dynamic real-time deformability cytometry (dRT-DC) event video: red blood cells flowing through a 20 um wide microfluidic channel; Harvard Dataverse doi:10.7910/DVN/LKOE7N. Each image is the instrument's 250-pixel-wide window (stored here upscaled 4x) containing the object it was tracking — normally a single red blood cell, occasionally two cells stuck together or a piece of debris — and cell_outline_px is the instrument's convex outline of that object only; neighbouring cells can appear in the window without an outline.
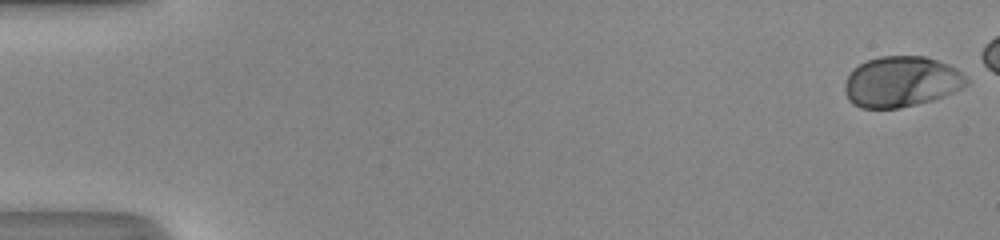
{"species": "human", "species_latin": "Homo sapiens", "temperature_condition": "room temperature", "stored_images_in_passage": 46, "camera_frame_rate_fps": 3000, "um_per_image_px": 0.085, "donor": {"sex": "male"}, "frame": {"image": 1, "passage_image": 1, "time_ms": 0.0, "image_size_px": [1000, 240], "cell_outline_px": [[968, 84], [944, 96], [932, 100], [900, 108], [860, 108], [852, 104], [848, 100], [844, 92], [844, 84], [852, 68], [868, 60], [880, 56], [924, 56], [948, 64], [956, 68], [968, 80]], "centroid_in_image_um": [76.57, 6.95], "position_along_channel_um": 8.4, "area_um2": 35.95}}
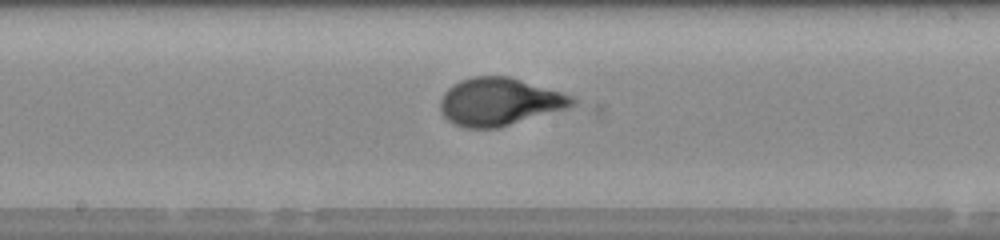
{"frame": {"image": 2, "passage_image": 28, "time_ms": 9.0, "image_size_px": [1000, 240], "cell_outline_px": [[580, 100], [576, 104], [568, 108], [496, 128], [464, 128], [452, 124], [440, 112], [440, 100], [444, 92], [452, 84], [460, 80], [472, 76], [508, 76], [576, 96]], "centroid_in_image_um": [42.46, 8.64], "position_along_channel_um": 205.7, "area_um2": 36.99}}
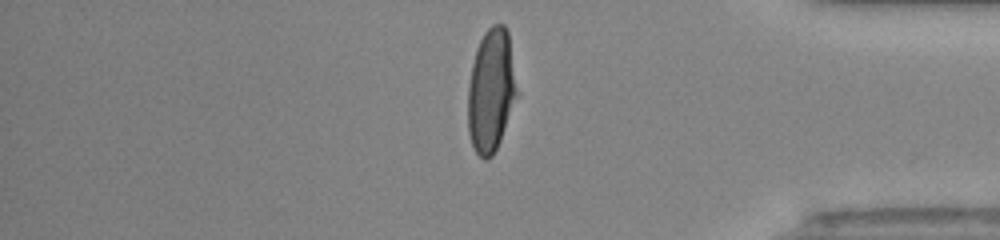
{"frame": {"image": 3, "passage_image": 43, "time_ms": 14.0, "image_size_px": [1000, 240], "cell_outline_px": [[516, 96], [500, 140], [492, 156], [488, 160], [484, 160], [476, 152], [472, 144], [468, 132], [468, 84], [472, 64], [476, 48], [484, 32], [492, 24], [504, 24], [508, 32], [516, 92]], "centroid_in_image_um": [41.7, 7.69], "position_along_channel_um": 393.5, "area_um2": 34.51}}